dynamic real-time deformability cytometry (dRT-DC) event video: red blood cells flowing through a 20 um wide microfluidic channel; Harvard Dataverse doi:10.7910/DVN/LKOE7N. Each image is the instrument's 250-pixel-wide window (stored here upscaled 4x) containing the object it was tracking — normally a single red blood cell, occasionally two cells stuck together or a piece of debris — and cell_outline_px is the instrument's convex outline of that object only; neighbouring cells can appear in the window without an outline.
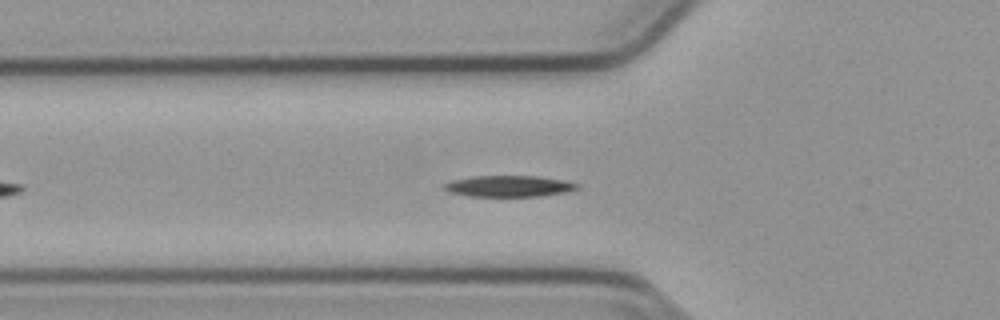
{"species": "common noctule bat (a hibernating species)", "species_latin": "Nyctalus noctula", "temperature_condition": "cold", "stored_images_in_passage": 45, "camera_frame_rate_fps": 3000, "um_per_image_px": 0.085, "animal": {"sex": "male", "body_mass_g": 23.1, "forearm_length_mm": 52.7}, "frame": {"image": 1, "passage_image": 9, "time_ms": 2.667, "image_size_px": [1000, 320], "cell_outline_px": [[580, 188], [568, 192], [540, 196], [468, 196], [448, 192], [444, 188], [444, 184], [452, 180], [472, 176], [536, 176], [564, 180], [580, 184]], "centroid_in_image_um": [43.29, 15.82], "position_along_channel_um": 82.5, "area_um2": 16.53}}
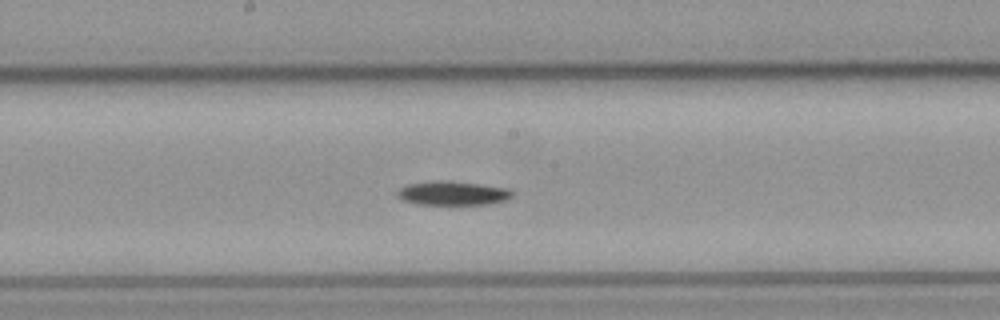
{"frame": {"image": 2, "passage_image": 19, "time_ms": 6.0, "image_size_px": [1000, 320], "cell_outline_px": [[512, 196], [508, 200], [492, 204], [416, 204], [404, 200], [396, 196], [396, 192], [400, 188], [408, 184], [436, 180], [448, 180], [480, 184], [508, 188], [512, 192]], "centroid_in_image_um": [38.49, 16.42], "position_along_channel_um": 209.7, "area_um2": 16.18}}
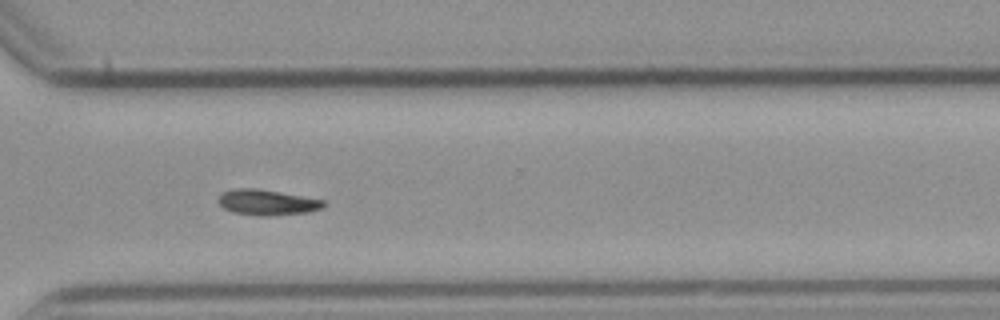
{"frame": {"image": 3, "passage_image": 30, "time_ms": 9.667, "image_size_px": [1000, 320], "cell_outline_px": [[328, 204], [320, 208], [308, 212], [268, 216], [260, 216], [232, 212], [224, 208], [216, 200], [224, 192], [240, 188], [256, 188], [324, 200]], "centroid_in_image_um": [22.71, 17.21], "position_along_channel_um": 347.9, "area_um2": 15.49}, "authors_computed_cell_mechanics": {"area_um2": 15.895, "velocity_mm_per_s": 3.7815, "shape_relaxation_time_tau1_ms": 2.4854, "shape_relaxation_time_tau2_ms": null, "deformation_change_tau1": 0.0984, "deformation_change_tau2": null}}